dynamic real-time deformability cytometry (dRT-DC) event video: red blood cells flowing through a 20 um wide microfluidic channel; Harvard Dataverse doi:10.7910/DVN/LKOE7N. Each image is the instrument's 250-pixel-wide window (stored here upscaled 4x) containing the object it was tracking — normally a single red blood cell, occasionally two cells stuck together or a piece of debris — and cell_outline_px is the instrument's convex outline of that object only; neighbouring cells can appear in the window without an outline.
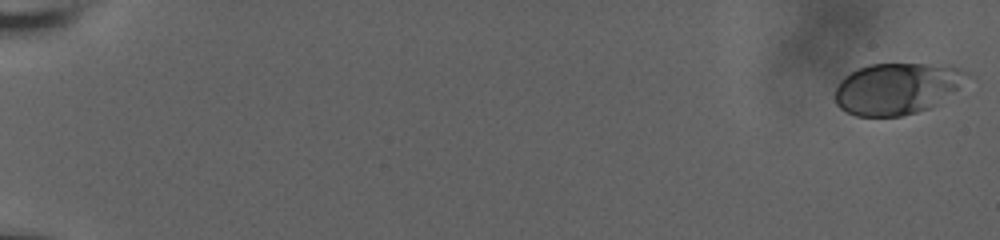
{"species": "human", "species_latin": "Homo sapiens", "temperature_condition": "room temperature", "stored_images_in_passage": 13, "camera_frame_rate_fps": 3000, "um_per_image_px": 0.085, "donor": {"sex": "male"}, "frame": {"image": 1, "passage_image": 1, "time_ms": 0.0, "image_size_px": [1000, 240], "cell_outline_px": [[976, 76], [928, 108], [916, 112], [900, 116], [856, 116], [840, 108], [836, 104], [836, 88], [840, 80], [844, 76], [856, 68], [868, 64], [948, 64], [968, 72]], "centroid_in_image_um": [76.27, 7.49], "position_along_channel_um": 8.7, "area_um2": 39.77}}
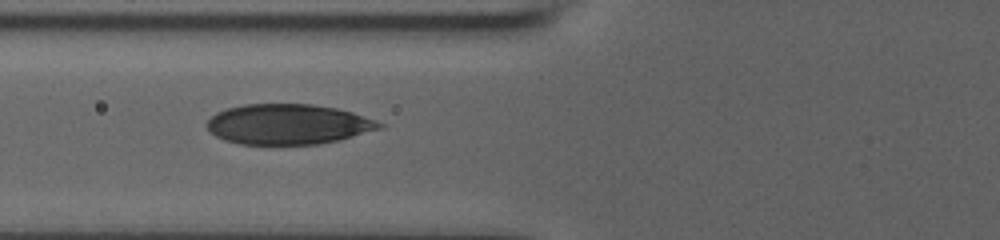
{"frame": {"image": 2, "passage_image": 10, "time_ms": 3.0, "image_size_px": [1000, 240], "cell_outline_px": [[384, 124], [380, 128], [352, 136], [320, 144], [240, 144], [224, 140], [216, 136], [204, 124], [216, 112], [228, 108], [244, 104], [312, 104], [336, 108], [352, 112]], "centroid_in_image_um": [24.43, 10.55], "position_along_channel_um": 101.4, "area_um2": 40.11}}
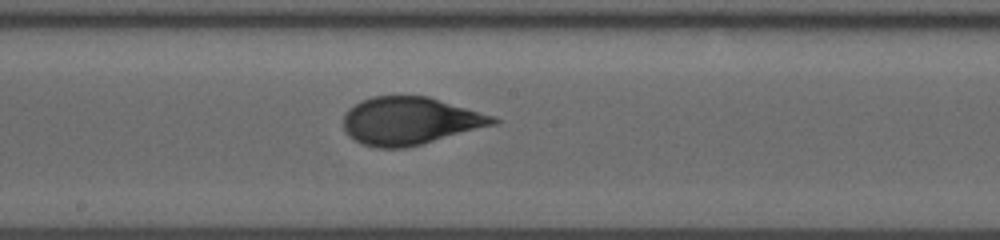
{"frame": {"image": 3, "passage_image": 13, "time_ms": 4.0, "image_size_px": [1000, 240], "cell_outline_px": [[500, 120], [496, 124], [420, 144], [404, 148], [376, 148], [360, 144], [348, 136], [344, 128], [344, 112], [348, 108], [372, 96], [428, 96], [496, 116]], "centroid_in_image_um": [34.83, 10.28], "position_along_channel_um": 213.4, "area_um2": 41.56}}